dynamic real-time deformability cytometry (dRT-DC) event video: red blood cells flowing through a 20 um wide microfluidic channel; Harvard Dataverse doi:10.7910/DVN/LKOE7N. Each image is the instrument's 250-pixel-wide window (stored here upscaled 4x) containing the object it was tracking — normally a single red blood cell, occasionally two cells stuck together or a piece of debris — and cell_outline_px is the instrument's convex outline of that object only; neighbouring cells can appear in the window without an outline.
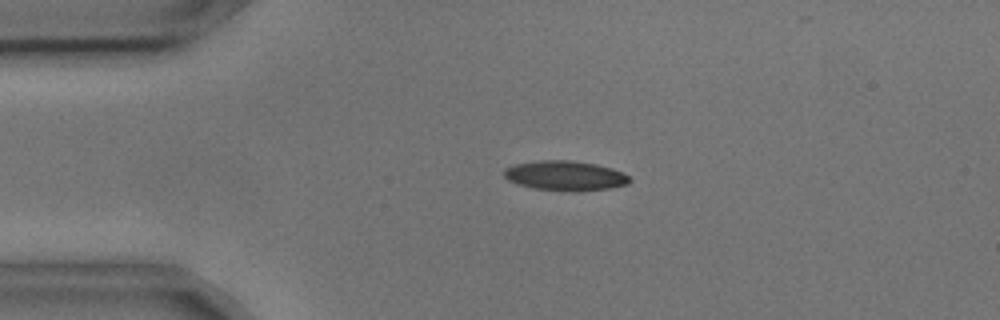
{"species": "common noctule bat (a hibernating species)", "species_latin": "Nyctalus noctula", "temperature_condition": "cold", "stored_images_in_passage": 55, "camera_frame_rate_fps": 3000, "um_per_image_px": 0.085, "animal": {"sex": "male", "body_mass_g": 17.9, "forearm_length_mm": 54.2}, "frame": {"image": 1, "passage_image": 12, "time_ms": 3.667, "image_size_px": [1000, 320], "cell_outline_px": [[632, 180], [628, 184], [612, 188], [580, 192], [572, 192], [536, 188], [516, 184], [508, 180], [504, 176], [504, 168], [516, 164], [540, 160], [568, 160], [596, 164], [612, 168], [628, 176]], "centroid_in_image_um": [48.06, 14.95], "position_along_channel_um": 36.9, "area_um2": 21.91}}
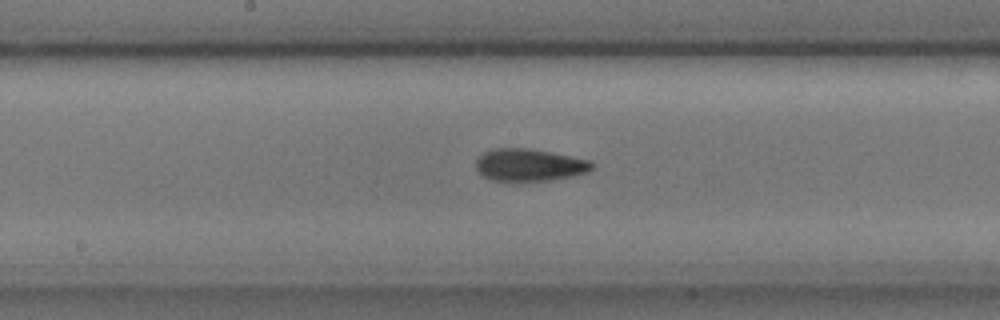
{"frame": {"image": 2, "passage_image": 28, "time_ms": 9.0, "image_size_px": [1000, 320], "cell_outline_px": [[592, 168], [588, 172], [572, 176], [548, 180], [512, 184], [492, 180], [480, 176], [476, 168], [476, 160], [484, 152], [496, 148], [532, 148], [592, 160]], "centroid_in_image_um": [44.95, 14.06], "position_along_channel_um": 203.2, "area_um2": 22.66}}
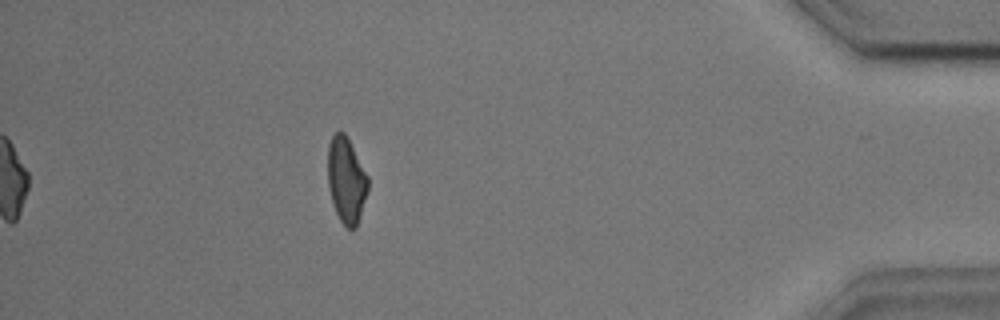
{"frame": {"image": 3, "passage_image": 49, "time_ms": 16.0, "image_size_px": [1000, 320], "cell_outline_px": [[368, 188], [356, 228], [348, 228], [340, 220], [332, 204], [328, 188], [328, 144], [332, 136], [336, 132], [344, 132], [368, 176]], "centroid_in_image_um": [29.41, 15.32], "position_along_channel_um": 405.8, "area_um2": 19.83}, "authors_computed_cell_mechanics": {"area_um2": 21.1548, "velocity_mm_per_s": 3.6305, "shape_relaxation_time_tau1_ms": 3.349, "shape_relaxation_time_tau2_ms": 2.5559, "deformation_change_tau1": 0.1304, "deformation_change_tau2": 0.0816}}